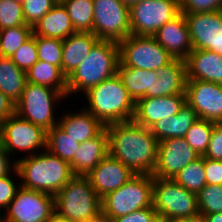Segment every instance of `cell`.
Listing matches in <instances>:
<instances>
[{
	"instance_id": "obj_25",
	"label": "cell",
	"mask_w": 222,
	"mask_h": 222,
	"mask_svg": "<svg viewBox=\"0 0 222 222\" xmlns=\"http://www.w3.org/2000/svg\"><path fill=\"white\" fill-rule=\"evenodd\" d=\"M75 30L64 5L58 1L34 26L33 35L64 40Z\"/></svg>"
},
{
	"instance_id": "obj_35",
	"label": "cell",
	"mask_w": 222,
	"mask_h": 222,
	"mask_svg": "<svg viewBox=\"0 0 222 222\" xmlns=\"http://www.w3.org/2000/svg\"><path fill=\"white\" fill-rule=\"evenodd\" d=\"M200 215L222 212V185L207 184L197 193Z\"/></svg>"
},
{
	"instance_id": "obj_31",
	"label": "cell",
	"mask_w": 222,
	"mask_h": 222,
	"mask_svg": "<svg viewBox=\"0 0 222 222\" xmlns=\"http://www.w3.org/2000/svg\"><path fill=\"white\" fill-rule=\"evenodd\" d=\"M68 12L75 32H92L93 0H59Z\"/></svg>"
},
{
	"instance_id": "obj_9",
	"label": "cell",
	"mask_w": 222,
	"mask_h": 222,
	"mask_svg": "<svg viewBox=\"0 0 222 222\" xmlns=\"http://www.w3.org/2000/svg\"><path fill=\"white\" fill-rule=\"evenodd\" d=\"M118 46L119 62L126 67L156 71L173 60L154 36L131 34L119 41Z\"/></svg>"
},
{
	"instance_id": "obj_24",
	"label": "cell",
	"mask_w": 222,
	"mask_h": 222,
	"mask_svg": "<svg viewBox=\"0 0 222 222\" xmlns=\"http://www.w3.org/2000/svg\"><path fill=\"white\" fill-rule=\"evenodd\" d=\"M117 74L135 102L140 98L155 97L156 71L126 67L118 62Z\"/></svg>"
},
{
	"instance_id": "obj_8",
	"label": "cell",
	"mask_w": 222,
	"mask_h": 222,
	"mask_svg": "<svg viewBox=\"0 0 222 222\" xmlns=\"http://www.w3.org/2000/svg\"><path fill=\"white\" fill-rule=\"evenodd\" d=\"M65 97L56 89L26 82L23 93L15 104V113L48 131L58 125L53 113L58 102Z\"/></svg>"
},
{
	"instance_id": "obj_48",
	"label": "cell",
	"mask_w": 222,
	"mask_h": 222,
	"mask_svg": "<svg viewBox=\"0 0 222 222\" xmlns=\"http://www.w3.org/2000/svg\"><path fill=\"white\" fill-rule=\"evenodd\" d=\"M45 222H75V221L59 216L56 212H54Z\"/></svg>"
},
{
	"instance_id": "obj_36",
	"label": "cell",
	"mask_w": 222,
	"mask_h": 222,
	"mask_svg": "<svg viewBox=\"0 0 222 222\" xmlns=\"http://www.w3.org/2000/svg\"><path fill=\"white\" fill-rule=\"evenodd\" d=\"M38 60L54 64L61 68L63 40L36 36Z\"/></svg>"
},
{
	"instance_id": "obj_42",
	"label": "cell",
	"mask_w": 222,
	"mask_h": 222,
	"mask_svg": "<svg viewBox=\"0 0 222 222\" xmlns=\"http://www.w3.org/2000/svg\"><path fill=\"white\" fill-rule=\"evenodd\" d=\"M203 157L222 160V123L213 126L210 143Z\"/></svg>"
},
{
	"instance_id": "obj_18",
	"label": "cell",
	"mask_w": 222,
	"mask_h": 222,
	"mask_svg": "<svg viewBox=\"0 0 222 222\" xmlns=\"http://www.w3.org/2000/svg\"><path fill=\"white\" fill-rule=\"evenodd\" d=\"M186 103V94L140 98L135 102L133 120L150 128L157 121L176 115Z\"/></svg>"
},
{
	"instance_id": "obj_15",
	"label": "cell",
	"mask_w": 222,
	"mask_h": 222,
	"mask_svg": "<svg viewBox=\"0 0 222 222\" xmlns=\"http://www.w3.org/2000/svg\"><path fill=\"white\" fill-rule=\"evenodd\" d=\"M186 102L197 113L198 118L222 123V85L187 79Z\"/></svg>"
},
{
	"instance_id": "obj_23",
	"label": "cell",
	"mask_w": 222,
	"mask_h": 222,
	"mask_svg": "<svg viewBox=\"0 0 222 222\" xmlns=\"http://www.w3.org/2000/svg\"><path fill=\"white\" fill-rule=\"evenodd\" d=\"M58 126L69 136L73 137L79 144L98 136L106 126L90 112L81 109L80 112L65 113Z\"/></svg>"
},
{
	"instance_id": "obj_38",
	"label": "cell",
	"mask_w": 222,
	"mask_h": 222,
	"mask_svg": "<svg viewBox=\"0 0 222 222\" xmlns=\"http://www.w3.org/2000/svg\"><path fill=\"white\" fill-rule=\"evenodd\" d=\"M10 58L17 67L27 72L38 61L36 35L25 41Z\"/></svg>"
},
{
	"instance_id": "obj_54",
	"label": "cell",
	"mask_w": 222,
	"mask_h": 222,
	"mask_svg": "<svg viewBox=\"0 0 222 222\" xmlns=\"http://www.w3.org/2000/svg\"><path fill=\"white\" fill-rule=\"evenodd\" d=\"M2 56V52H1V45H0V57Z\"/></svg>"
},
{
	"instance_id": "obj_3",
	"label": "cell",
	"mask_w": 222,
	"mask_h": 222,
	"mask_svg": "<svg viewBox=\"0 0 222 222\" xmlns=\"http://www.w3.org/2000/svg\"><path fill=\"white\" fill-rule=\"evenodd\" d=\"M89 107L85 110L105 126L133 120L135 101L116 73L85 92Z\"/></svg>"
},
{
	"instance_id": "obj_45",
	"label": "cell",
	"mask_w": 222,
	"mask_h": 222,
	"mask_svg": "<svg viewBox=\"0 0 222 222\" xmlns=\"http://www.w3.org/2000/svg\"><path fill=\"white\" fill-rule=\"evenodd\" d=\"M15 114V103L0 91V123Z\"/></svg>"
},
{
	"instance_id": "obj_13",
	"label": "cell",
	"mask_w": 222,
	"mask_h": 222,
	"mask_svg": "<svg viewBox=\"0 0 222 222\" xmlns=\"http://www.w3.org/2000/svg\"><path fill=\"white\" fill-rule=\"evenodd\" d=\"M54 212V195L20 186L6 209L4 222H45Z\"/></svg>"
},
{
	"instance_id": "obj_19",
	"label": "cell",
	"mask_w": 222,
	"mask_h": 222,
	"mask_svg": "<svg viewBox=\"0 0 222 222\" xmlns=\"http://www.w3.org/2000/svg\"><path fill=\"white\" fill-rule=\"evenodd\" d=\"M154 37L173 59L185 60L193 50L183 13L160 27Z\"/></svg>"
},
{
	"instance_id": "obj_43",
	"label": "cell",
	"mask_w": 222,
	"mask_h": 222,
	"mask_svg": "<svg viewBox=\"0 0 222 222\" xmlns=\"http://www.w3.org/2000/svg\"><path fill=\"white\" fill-rule=\"evenodd\" d=\"M20 186H16L14 180L9 175L0 177V208L7 209L16 191Z\"/></svg>"
},
{
	"instance_id": "obj_7",
	"label": "cell",
	"mask_w": 222,
	"mask_h": 222,
	"mask_svg": "<svg viewBox=\"0 0 222 222\" xmlns=\"http://www.w3.org/2000/svg\"><path fill=\"white\" fill-rule=\"evenodd\" d=\"M153 207L162 222L200 216L197 194L189 192L174 179L154 177Z\"/></svg>"
},
{
	"instance_id": "obj_12",
	"label": "cell",
	"mask_w": 222,
	"mask_h": 222,
	"mask_svg": "<svg viewBox=\"0 0 222 222\" xmlns=\"http://www.w3.org/2000/svg\"><path fill=\"white\" fill-rule=\"evenodd\" d=\"M92 33L99 40L119 42L131 35L129 7L120 0H93Z\"/></svg>"
},
{
	"instance_id": "obj_26",
	"label": "cell",
	"mask_w": 222,
	"mask_h": 222,
	"mask_svg": "<svg viewBox=\"0 0 222 222\" xmlns=\"http://www.w3.org/2000/svg\"><path fill=\"white\" fill-rule=\"evenodd\" d=\"M158 80L155 81V97L186 94L185 60L173 59L168 65L156 70Z\"/></svg>"
},
{
	"instance_id": "obj_46",
	"label": "cell",
	"mask_w": 222,
	"mask_h": 222,
	"mask_svg": "<svg viewBox=\"0 0 222 222\" xmlns=\"http://www.w3.org/2000/svg\"><path fill=\"white\" fill-rule=\"evenodd\" d=\"M9 156L10 155L0 145V177H4L6 175L11 174L10 171H14L16 168V161H14L13 164H11Z\"/></svg>"
},
{
	"instance_id": "obj_28",
	"label": "cell",
	"mask_w": 222,
	"mask_h": 222,
	"mask_svg": "<svg viewBox=\"0 0 222 222\" xmlns=\"http://www.w3.org/2000/svg\"><path fill=\"white\" fill-rule=\"evenodd\" d=\"M27 82L26 72L17 67L10 57H0V91L15 104Z\"/></svg>"
},
{
	"instance_id": "obj_50",
	"label": "cell",
	"mask_w": 222,
	"mask_h": 222,
	"mask_svg": "<svg viewBox=\"0 0 222 222\" xmlns=\"http://www.w3.org/2000/svg\"><path fill=\"white\" fill-rule=\"evenodd\" d=\"M84 222H111L102 213L97 215L95 218L88 219Z\"/></svg>"
},
{
	"instance_id": "obj_40",
	"label": "cell",
	"mask_w": 222,
	"mask_h": 222,
	"mask_svg": "<svg viewBox=\"0 0 222 222\" xmlns=\"http://www.w3.org/2000/svg\"><path fill=\"white\" fill-rule=\"evenodd\" d=\"M181 13H204L222 10V0H179Z\"/></svg>"
},
{
	"instance_id": "obj_22",
	"label": "cell",
	"mask_w": 222,
	"mask_h": 222,
	"mask_svg": "<svg viewBox=\"0 0 222 222\" xmlns=\"http://www.w3.org/2000/svg\"><path fill=\"white\" fill-rule=\"evenodd\" d=\"M99 39L92 32H75L63 40L61 70L68 77Z\"/></svg>"
},
{
	"instance_id": "obj_6",
	"label": "cell",
	"mask_w": 222,
	"mask_h": 222,
	"mask_svg": "<svg viewBox=\"0 0 222 222\" xmlns=\"http://www.w3.org/2000/svg\"><path fill=\"white\" fill-rule=\"evenodd\" d=\"M154 177L136 174L120 188L101 199L102 214L111 221L134 211L153 206Z\"/></svg>"
},
{
	"instance_id": "obj_39",
	"label": "cell",
	"mask_w": 222,
	"mask_h": 222,
	"mask_svg": "<svg viewBox=\"0 0 222 222\" xmlns=\"http://www.w3.org/2000/svg\"><path fill=\"white\" fill-rule=\"evenodd\" d=\"M59 0H24L22 3L26 25L33 27Z\"/></svg>"
},
{
	"instance_id": "obj_14",
	"label": "cell",
	"mask_w": 222,
	"mask_h": 222,
	"mask_svg": "<svg viewBox=\"0 0 222 222\" xmlns=\"http://www.w3.org/2000/svg\"><path fill=\"white\" fill-rule=\"evenodd\" d=\"M183 14L193 49L209 50L222 56V10Z\"/></svg>"
},
{
	"instance_id": "obj_44",
	"label": "cell",
	"mask_w": 222,
	"mask_h": 222,
	"mask_svg": "<svg viewBox=\"0 0 222 222\" xmlns=\"http://www.w3.org/2000/svg\"><path fill=\"white\" fill-rule=\"evenodd\" d=\"M206 183L209 185H222V160H213L204 157Z\"/></svg>"
},
{
	"instance_id": "obj_5",
	"label": "cell",
	"mask_w": 222,
	"mask_h": 222,
	"mask_svg": "<svg viewBox=\"0 0 222 222\" xmlns=\"http://www.w3.org/2000/svg\"><path fill=\"white\" fill-rule=\"evenodd\" d=\"M54 197L55 212L75 222H84L102 213L101 198L86 176H74Z\"/></svg>"
},
{
	"instance_id": "obj_34",
	"label": "cell",
	"mask_w": 222,
	"mask_h": 222,
	"mask_svg": "<svg viewBox=\"0 0 222 222\" xmlns=\"http://www.w3.org/2000/svg\"><path fill=\"white\" fill-rule=\"evenodd\" d=\"M32 35L33 27L29 25L15 26L0 30L2 56L11 57Z\"/></svg>"
},
{
	"instance_id": "obj_11",
	"label": "cell",
	"mask_w": 222,
	"mask_h": 222,
	"mask_svg": "<svg viewBox=\"0 0 222 222\" xmlns=\"http://www.w3.org/2000/svg\"><path fill=\"white\" fill-rule=\"evenodd\" d=\"M47 131L16 113L0 123V145L11 155L16 150L36 154L37 149L46 148ZM33 153H32V152Z\"/></svg>"
},
{
	"instance_id": "obj_47",
	"label": "cell",
	"mask_w": 222,
	"mask_h": 222,
	"mask_svg": "<svg viewBox=\"0 0 222 222\" xmlns=\"http://www.w3.org/2000/svg\"><path fill=\"white\" fill-rule=\"evenodd\" d=\"M200 216L203 217L204 222H222V212L200 215Z\"/></svg>"
},
{
	"instance_id": "obj_49",
	"label": "cell",
	"mask_w": 222,
	"mask_h": 222,
	"mask_svg": "<svg viewBox=\"0 0 222 222\" xmlns=\"http://www.w3.org/2000/svg\"><path fill=\"white\" fill-rule=\"evenodd\" d=\"M165 222H204L202 216H197L194 218H186V219H174V220H168Z\"/></svg>"
},
{
	"instance_id": "obj_53",
	"label": "cell",
	"mask_w": 222,
	"mask_h": 222,
	"mask_svg": "<svg viewBox=\"0 0 222 222\" xmlns=\"http://www.w3.org/2000/svg\"><path fill=\"white\" fill-rule=\"evenodd\" d=\"M14 1L19 2V3H23L24 2V0H14Z\"/></svg>"
},
{
	"instance_id": "obj_32",
	"label": "cell",
	"mask_w": 222,
	"mask_h": 222,
	"mask_svg": "<svg viewBox=\"0 0 222 222\" xmlns=\"http://www.w3.org/2000/svg\"><path fill=\"white\" fill-rule=\"evenodd\" d=\"M174 180L189 192L197 194L206 183L204 157L200 156L184 167Z\"/></svg>"
},
{
	"instance_id": "obj_20",
	"label": "cell",
	"mask_w": 222,
	"mask_h": 222,
	"mask_svg": "<svg viewBox=\"0 0 222 222\" xmlns=\"http://www.w3.org/2000/svg\"><path fill=\"white\" fill-rule=\"evenodd\" d=\"M108 153V133L105 128L98 136L80 144L69 163L73 175L87 176Z\"/></svg>"
},
{
	"instance_id": "obj_37",
	"label": "cell",
	"mask_w": 222,
	"mask_h": 222,
	"mask_svg": "<svg viewBox=\"0 0 222 222\" xmlns=\"http://www.w3.org/2000/svg\"><path fill=\"white\" fill-rule=\"evenodd\" d=\"M26 25L22 3L0 0V30Z\"/></svg>"
},
{
	"instance_id": "obj_21",
	"label": "cell",
	"mask_w": 222,
	"mask_h": 222,
	"mask_svg": "<svg viewBox=\"0 0 222 222\" xmlns=\"http://www.w3.org/2000/svg\"><path fill=\"white\" fill-rule=\"evenodd\" d=\"M186 79L203 80L222 85V56L201 49H193L185 59Z\"/></svg>"
},
{
	"instance_id": "obj_2",
	"label": "cell",
	"mask_w": 222,
	"mask_h": 222,
	"mask_svg": "<svg viewBox=\"0 0 222 222\" xmlns=\"http://www.w3.org/2000/svg\"><path fill=\"white\" fill-rule=\"evenodd\" d=\"M44 150L15 160L13 172L24 180L20 186L55 196L74 175L68 162Z\"/></svg>"
},
{
	"instance_id": "obj_29",
	"label": "cell",
	"mask_w": 222,
	"mask_h": 222,
	"mask_svg": "<svg viewBox=\"0 0 222 222\" xmlns=\"http://www.w3.org/2000/svg\"><path fill=\"white\" fill-rule=\"evenodd\" d=\"M27 82L60 91L67 97V77L58 66L38 60L27 72Z\"/></svg>"
},
{
	"instance_id": "obj_41",
	"label": "cell",
	"mask_w": 222,
	"mask_h": 222,
	"mask_svg": "<svg viewBox=\"0 0 222 222\" xmlns=\"http://www.w3.org/2000/svg\"><path fill=\"white\" fill-rule=\"evenodd\" d=\"M111 222H162L154 207H146L128 215L114 218Z\"/></svg>"
},
{
	"instance_id": "obj_16",
	"label": "cell",
	"mask_w": 222,
	"mask_h": 222,
	"mask_svg": "<svg viewBox=\"0 0 222 222\" xmlns=\"http://www.w3.org/2000/svg\"><path fill=\"white\" fill-rule=\"evenodd\" d=\"M200 156L184 138H168L158 142L153 177L174 179L177 174Z\"/></svg>"
},
{
	"instance_id": "obj_17",
	"label": "cell",
	"mask_w": 222,
	"mask_h": 222,
	"mask_svg": "<svg viewBox=\"0 0 222 222\" xmlns=\"http://www.w3.org/2000/svg\"><path fill=\"white\" fill-rule=\"evenodd\" d=\"M135 175L131 169L108 153L86 177L95 193L102 199Z\"/></svg>"
},
{
	"instance_id": "obj_10",
	"label": "cell",
	"mask_w": 222,
	"mask_h": 222,
	"mask_svg": "<svg viewBox=\"0 0 222 222\" xmlns=\"http://www.w3.org/2000/svg\"><path fill=\"white\" fill-rule=\"evenodd\" d=\"M180 13L179 0H142L129 7L131 34L154 36Z\"/></svg>"
},
{
	"instance_id": "obj_51",
	"label": "cell",
	"mask_w": 222,
	"mask_h": 222,
	"mask_svg": "<svg viewBox=\"0 0 222 222\" xmlns=\"http://www.w3.org/2000/svg\"><path fill=\"white\" fill-rule=\"evenodd\" d=\"M122 3H124L126 6L130 7L136 3H139L142 0H120Z\"/></svg>"
},
{
	"instance_id": "obj_1",
	"label": "cell",
	"mask_w": 222,
	"mask_h": 222,
	"mask_svg": "<svg viewBox=\"0 0 222 222\" xmlns=\"http://www.w3.org/2000/svg\"><path fill=\"white\" fill-rule=\"evenodd\" d=\"M109 154L135 174L152 175L157 162L158 140L134 120L106 125Z\"/></svg>"
},
{
	"instance_id": "obj_27",
	"label": "cell",
	"mask_w": 222,
	"mask_h": 222,
	"mask_svg": "<svg viewBox=\"0 0 222 222\" xmlns=\"http://www.w3.org/2000/svg\"><path fill=\"white\" fill-rule=\"evenodd\" d=\"M198 119L197 113L186 102L176 115L157 121L150 130L158 141L173 137L184 138L189 128Z\"/></svg>"
},
{
	"instance_id": "obj_33",
	"label": "cell",
	"mask_w": 222,
	"mask_h": 222,
	"mask_svg": "<svg viewBox=\"0 0 222 222\" xmlns=\"http://www.w3.org/2000/svg\"><path fill=\"white\" fill-rule=\"evenodd\" d=\"M215 124L216 123L214 122L199 118L192 124L185 134L184 139L199 156L205 155L210 143L213 126Z\"/></svg>"
},
{
	"instance_id": "obj_4",
	"label": "cell",
	"mask_w": 222,
	"mask_h": 222,
	"mask_svg": "<svg viewBox=\"0 0 222 222\" xmlns=\"http://www.w3.org/2000/svg\"><path fill=\"white\" fill-rule=\"evenodd\" d=\"M118 62V42L99 40L76 70L67 77V97L79 91L85 93L114 76L117 73Z\"/></svg>"
},
{
	"instance_id": "obj_30",
	"label": "cell",
	"mask_w": 222,
	"mask_h": 222,
	"mask_svg": "<svg viewBox=\"0 0 222 222\" xmlns=\"http://www.w3.org/2000/svg\"><path fill=\"white\" fill-rule=\"evenodd\" d=\"M80 144L66 134L58 125L47 131L46 150L70 163Z\"/></svg>"
},
{
	"instance_id": "obj_52",
	"label": "cell",
	"mask_w": 222,
	"mask_h": 222,
	"mask_svg": "<svg viewBox=\"0 0 222 222\" xmlns=\"http://www.w3.org/2000/svg\"><path fill=\"white\" fill-rule=\"evenodd\" d=\"M1 216L2 215H1V212H0V222H4V216H2L3 218Z\"/></svg>"
}]
</instances>
